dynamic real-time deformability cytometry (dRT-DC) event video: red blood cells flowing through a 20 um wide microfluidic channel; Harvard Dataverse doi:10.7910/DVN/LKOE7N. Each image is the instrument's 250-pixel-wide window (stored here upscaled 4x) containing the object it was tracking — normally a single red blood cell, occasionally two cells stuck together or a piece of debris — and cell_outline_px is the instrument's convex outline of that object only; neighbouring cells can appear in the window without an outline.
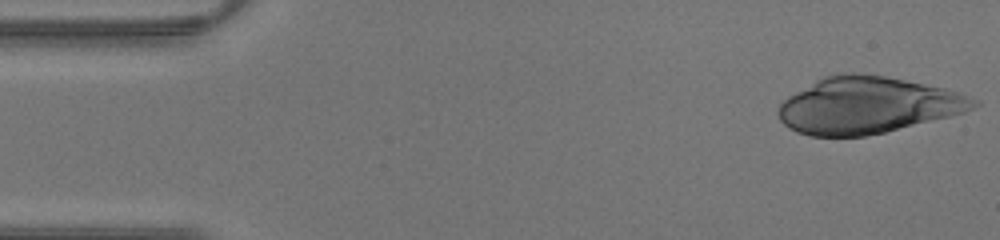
{"species": "human", "species_latin": "Homo sapiens", "temperature_condition": "warm", "stored_images_in_passage": 14, "camera_frame_rate_fps": 3000, "um_per_image_px": 0.085, "donor": {"sex": "male"}, "frame": {"image": 1, "passage_image": 1, "time_ms": 0.0, "image_size_px": [1000, 240], "cell_outline_px": [[980, 104], [964, 112], [884, 132], [864, 136], [812, 136], [796, 132], [788, 128], [780, 120], [776, 112], [780, 104], [788, 96], [816, 80], [824, 76], [840, 72], [852, 72], [884, 76], [944, 88], [980, 100]], "centroid_in_image_um": [73.68, 8.94], "position_along_channel_um": 11.3, "area_um2": 63.87}}